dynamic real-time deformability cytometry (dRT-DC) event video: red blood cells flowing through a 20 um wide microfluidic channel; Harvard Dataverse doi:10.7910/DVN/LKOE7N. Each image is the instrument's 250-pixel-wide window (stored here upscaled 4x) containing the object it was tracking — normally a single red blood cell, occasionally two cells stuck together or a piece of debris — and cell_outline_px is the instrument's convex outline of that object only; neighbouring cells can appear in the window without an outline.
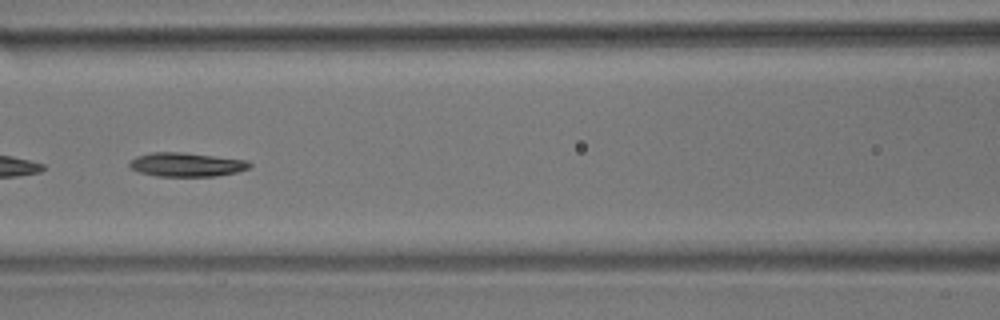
{"species": "common noctule bat (a hibernating species)", "species_latin": "Nyctalus noctula", "temperature_condition": "room temperature", "stored_images_in_passage": 8, "camera_frame_rate_fps": 3000, "um_per_image_px": 0.085, "animal": {"sex": "male", "body_mass_g": 17.9}, "frame": {"image": 1, "passage_image": 6, "time_ms": 1.667, "image_size_px": [1000, 320], "cell_outline_px": [[252, 164], [248, 168], [236, 172], [216, 176], [156, 176], [140, 172], [132, 168], [128, 164], [128, 160], [136, 156], [152, 152], [184, 152], [248, 160]], "centroid_in_image_um": [15.83, 13.98], "position_along_channel_um": 150.8, "area_um2": 16.82}}
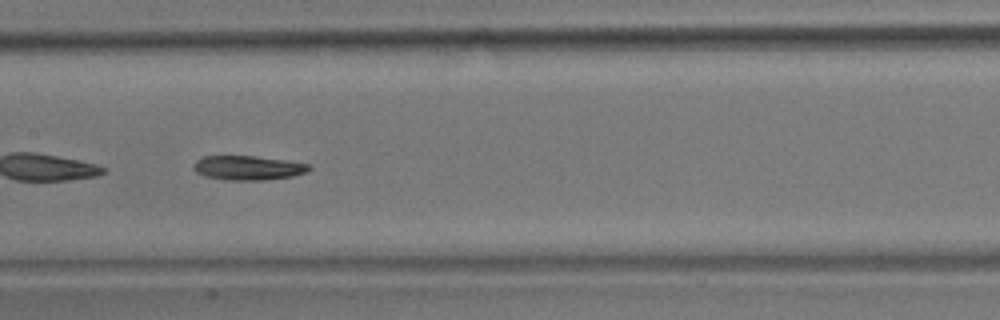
{"frame": {"image": 2, "passage_image": 7, "time_ms": 2.0, "image_size_px": [1000, 320], "cell_outline_px": [[312, 168], [308, 172], [292, 176], [260, 180], [224, 180], [204, 176], [196, 172], [192, 168], [192, 164], [196, 160], [204, 156], [256, 156], [288, 160], [308, 164]], "centroid_in_image_um": [21.06, 14.26], "position_along_channel_um": 186.3, "area_um2": 16.53}}